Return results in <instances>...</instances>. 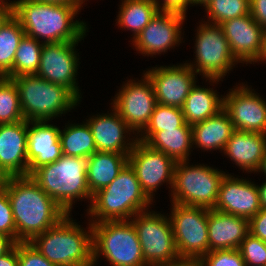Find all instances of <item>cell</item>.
<instances>
[{
  "instance_id": "cell-34",
  "label": "cell",
  "mask_w": 266,
  "mask_h": 266,
  "mask_svg": "<svg viewBox=\"0 0 266 266\" xmlns=\"http://www.w3.org/2000/svg\"><path fill=\"white\" fill-rule=\"evenodd\" d=\"M25 120L17 86L12 78L0 76V125Z\"/></svg>"
},
{
  "instance_id": "cell-44",
  "label": "cell",
  "mask_w": 266,
  "mask_h": 266,
  "mask_svg": "<svg viewBox=\"0 0 266 266\" xmlns=\"http://www.w3.org/2000/svg\"><path fill=\"white\" fill-rule=\"evenodd\" d=\"M13 15L12 1L10 3L5 0H0V28Z\"/></svg>"
},
{
  "instance_id": "cell-27",
  "label": "cell",
  "mask_w": 266,
  "mask_h": 266,
  "mask_svg": "<svg viewBox=\"0 0 266 266\" xmlns=\"http://www.w3.org/2000/svg\"><path fill=\"white\" fill-rule=\"evenodd\" d=\"M145 143L170 156L175 162L188 161L192 148V125L154 132Z\"/></svg>"
},
{
  "instance_id": "cell-46",
  "label": "cell",
  "mask_w": 266,
  "mask_h": 266,
  "mask_svg": "<svg viewBox=\"0 0 266 266\" xmlns=\"http://www.w3.org/2000/svg\"><path fill=\"white\" fill-rule=\"evenodd\" d=\"M158 266H202V261L199 258H179L167 264Z\"/></svg>"
},
{
  "instance_id": "cell-10",
  "label": "cell",
  "mask_w": 266,
  "mask_h": 266,
  "mask_svg": "<svg viewBox=\"0 0 266 266\" xmlns=\"http://www.w3.org/2000/svg\"><path fill=\"white\" fill-rule=\"evenodd\" d=\"M149 210L130 219L141 244L142 255L148 266L167 264L180 258L168 216Z\"/></svg>"
},
{
  "instance_id": "cell-19",
  "label": "cell",
  "mask_w": 266,
  "mask_h": 266,
  "mask_svg": "<svg viewBox=\"0 0 266 266\" xmlns=\"http://www.w3.org/2000/svg\"><path fill=\"white\" fill-rule=\"evenodd\" d=\"M213 209L250 220L261 210L258 185L226 174Z\"/></svg>"
},
{
  "instance_id": "cell-20",
  "label": "cell",
  "mask_w": 266,
  "mask_h": 266,
  "mask_svg": "<svg viewBox=\"0 0 266 266\" xmlns=\"http://www.w3.org/2000/svg\"><path fill=\"white\" fill-rule=\"evenodd\" d=\"M28 124L22 120L0 125V172L5 177L28 175Z\"/></svg>"
},
{
  "instance_id": "cell-18",
  "label": "cell",
  "mask_w": 266,
  "mask_h": 266,
  "mask_svg": "<svg viewBox=\"0 0 266 266\" xmlns=\"http://www.w3.org/2000/svg\"><path fill=\"white\" fill-rule=\"evenodd\" d=\"M220 26L232 55L239 63L260 61L265 29L255 22L251 14L227 20Z\"/></svg>"
},
{
  "instance_id": "cell-4",
  "label": "cell",
  "mask_w": 266,
  "mask_h": 266,
  "mask_svg": "<svg viewBox=\"0 0 266 266\" xmlns=\"http://www.w3.org/2000/svg\"><path fill=\"white\" fill-rule=\"evenodd\" d=\"M151 202L142 191L135 171L127 164L109 185L93 194L87 210L93 219L91 223L126 221L148 210Z\"/></svg>"
},
{
  "instance_id": "cell-11",
  "label": "cell",
  "mask_w": 266,
  "mask_h": 266,
  "mask_svg": "<svg viewBox=\"0 0 266 266\" xmlns=\"http://www.w3.org/2000/svg\"><path fill=\"white\" fill-rule=\"evenodd\" d=\"M170 222L181 258H199L209 253L208 209L171 203Z\"/></svg>"
},
{
  "instance_id": "cell-32",
  "label": "cell",
  "mask_w": 266,
  "mask_h": 266,
  "mask_svg": "<svg viewBox=\"0 0 266 266\" xmlns=\"http://www.w3.org/2000/svg\"><path fill=\"white\" fill-rule=\"evenodd\" d=\"M25 32L20 22L12 15L0 28V76H5L13 67V60Z\"/></svg>"
},
{
  "instance_id": "cell-41",
  "label": "cell",
  "mask_w": 266,
  "mask_h": 266,
  "mask_svg": "<svg viewBox=\"0 0 266 266\" xmlns=\"http://www.w3.org/2000/svg\"><path fill=\"white\" fill-rule=\"evenodd\" d=\"M250 14L255 22L266 28V0H249Z\"/></svg>"
},
{
  "instance_id": "cell-8",
  "label": "cell",
  "mask_w": 266,
  "mask_h": 266,
  "mask_svg": "<svg viewBox=\"0 0 266 266\" xmlns=\"http://www.w3.org/2000/svg\"><path fill=\"white\" fill-rule=\"evenodd\" d=\"M188 163L175 164L171 202L213 209L226 173L201 164L189 166Z\"/></svg>"
},
{
  "instance_id": "cell-6",
  "label": "cell",
  "mask_w": 266,
  "mask_h": 266,
  "mask_svg": "<svg viewBox=\"0 0 266 266\" xmlns=\"http://www.w3.org/2000/svg\"><path fill=\"white\" fill-rule=\"evenodd\" d=\"M12 79L17 86L21 111L27 121H51L79 104L80 100L68 88L53 84L36 74Z\"/></svg>"
},
{
  "instance_id": "cell-36",
  "label": "cell",
  "mask_w": 266,
  "mask_h": 266,
  "mask_svg": "<svg viewBox=\"0 0 266 266\" xmlns=\"http://www.w3.org/2000/svg\"><path fill=\"white\" fill-rule=\"evenodd\" d=\"M239 252L245 266H266V242L248 233L241 242Z\"/></svg>"
},
{
  "instance_id": "cell-43",
  "label": "cell",
  "mask_w": 266,
  "mask_h": 266,
  "mask_svg": "<svg viewBox=\"0 0 266 266\" xmlns=\"http://www.w3.org/2000/svg\"><path fill=\"white\" fill-rule=\"evenodd\" d=\"M0 266H18V242L9 253L0 257Z\"/></svg>"
},
{
  "instance_id": "cell-48",
  "label": "cell",
  "mask_w": 266,
  "mask_h": 266,
  "mask_svg": "<svg viewBox=\"0 0 266 266\" xmlns=\"http://www.w3.org/2000/svg\"><path fill=\"white\" fill-rule=\"evenodd\" d=\"M259 200L261 208H266V181L258 186Z\"/></svg>"
},
{
  "instance_id": "cell-16",
  "label": "cell",
  "mask_w": 266,
  "mask_h": 266,
  "mask_svg": "<svg viewBox=\"0 0 266 266\" xmlns=\"http://www.w3.org/2000/svg\"><path fill=\"white\" fill-rule=\"evenodd\" d=\"M153 85L157 103L182 108L196 84V72L186 63L152 67L144 73Z\"/></svg>"
},
{
  "instance_id": "cell-22",
  "label": "cell",
  "mask_w": 266,
  "mask_h": 266,
  "mask_svg": "<svg viewBox=\"0 0 266 266\" xmlns=\"http://www.w3.org/2000/svg\"><path fill=\"white\" fill-rule=\"evenodd\" d=\"M49 121H29L27 159L28 175L40 166L57 161L63 156L60 142V128Z\"/></svg>"
},
{
  "instance_id": "cell-45",
  "label": "cell",
  "mask_w": 266,
  "mask_h": 266,
  "mask_svg": "<svg viewBox=\"0 0 266 266\" xmlns=\"http://www.w3.org/2000/svg\"><path fill=\"white\" fill-rule=\"evenodd\" d=\"M16 244L17 242L13 238L0 233V257L9 253Z\"/></svg>"
},
{
  "instance_id": "cell-2",
  "label": "cell",
  "mask_w": 266,
  "mask_h": 266,
  "mask_svg": "<svg viewBox=\"0 0 266 266\" xmlns=\"http://www.w3.org/2000/svg\"><path fill=\"white\" fill-rule=\"evenodd\" d=\"M13 16L20 22L25 35L43 43L81 41L88 29L83 21L73 19L81 5L17 0L12 2ZM46 39V40H45Z\"/></svg>"
},
{
  "instance_id": "cell-15",
  "label": "cell",
  "mask_w": 266,
  "mask_h": 266,
  "mask_svg": "<svg viewBox=\"0 0 266 266\" xmlns=\"http://www.w3.org/2000/svg\"><path fill=\"white\" fill-rule=\"evenodd\" d=\"M186 15L172 11H158L149 24L133 39L135 49L147 56L167 52L182 41V24ZM180 42V43H179Z\"/></svg>"
},
{
  "instance_id": "cell-29",
  "label": "cell",
  "mask_w": 266,
  "mask_h": 266,
  "mask_svg": "<svg viewBox=\"0 0 266 266\" xmlns=\"http://www.w3.org/2000/svg\"><path fill=\"white\" fill-rule=\"evenodd\" d=\"M117 16L118 27L133 32V39L159 11L153 0H122Z\"/></svg>"
},
{
  "instance_id": "cell-52",
  "label": "cell",
  "mask_w": 266,
  "mask_h": 266,
  "mask_svg": "<svg viewBox=\"0 0 266 266\" xmlns=\"http://www.w3.org/2000/svg\"><path fill=\"white\" fill-rule=\"evenodd\" d=\"M6 177L0 172V188L3 187Z\"/></svg>"
},
{
  "instance_id": "cell-40",
  "label": "cell",
  "mask_w": 266,
  "mask_h": 266,
  "mask_svg": "<svg viewBox=\"0 0 266 266\" xmlns=\"http://www.w3.org/2000/svg\"><path fill=\"white\" fill-rule=\"evenodd\" d=\"M249 233L266 242V208H261V210L249 220Z\"/></svg>"
},
{
  "instance_id": "cell-24",
  "label": "cell",
  "mask_w": 266,
  "mask_h": 266,
  "mask_svg": "<svg viewBox=\"0 0 266 266\" xmlns=\"http://www.w3.org/2000/svg\"><path fill=\"white\" fill-rule=\"evenodd\" d=\"M223 152L243 172H256L266 152V134L235 130Z\"/></svg>"
},
{
  "instance_id": "cell-17",
  "label": "cell",
  "mask_w": 266,
  "mask_h": 266,
  "mask_svg": "<svg viewBox=\"0 0 266 266\" xmlns=\"http://www.w3.org/2000/svg\"><path fill=\"white\" fill-rule=\"evenodd\" d=\"M250 89L243 83L231 88L223 97V108L236 131L266 134V101Z\"/></svg>"
},
{
  "instance_id": "cell-35",
  "label": "cell",
  "mask_w": 266,
  "mask_h": 266,
  "mask_svg": "<svg viewBox=\"0 0 266 266\" xmlns=\"http://www.w3.org/2000/svg\"><path fill=\"white\" fill-rule=\"evenodd\" d=\"M205 10L208 23L220 25L227 20L250 14V3L249 0H211Z\"/></svg>"
},
{
  "instance_id": "cell-12",
  "label": "cell",
  "mask_w": 266,
  "mask_h": 266,
  "mask_svg": "<svg viewBox=\"0 0 266 266\" xmlns=\"http://www.w3.org/2000/svg\"><path fill=\"white\" fill-rule=\"evenodd\" d=\"M128 164L135 171L142 191L152 202L159 185L166 182L172 189L176 162L162 151L137 140L128 155Z\"/></svg>"
},
{
  "instance_id": "cell-26",
  "label": "cell",
  "mask_w": 266,
  "mask_h": 266,
  "mask_svg": "<svg viewBox=\"0 0 266 266\" xmlns=\"http://www.w3.org/2000/svg\"><path fill=\"white\" fill-rule=\"evenodd\" d=\"M128 164L126 154L96 151L87 158V185L93 195L109 185Z\"/></svg>"
},
{
  "instance_id": "cell-5",
  "label": "cell",
  "mask_w": 266,
  "mask_h": 266,
  "mask_svg": "<svg viewBox=\"0 0 266 266\" xmlns=\"http://www.w3.org/2000/svg\"><path fill=\"white\" fill-rule=\"evenodd\" d=\"M30 176L67 214H71L75 200L92 201L93 195L87 185V158L63 154L57 161L40 166Z\"/></svg>"
},
{
  "instance_id": "cell-3",
  "label": "cell",
  "mask_w": 266,
  "mask_h": 266,
  "mask_svg": "<svg viewBox=\"0 0 266 266\" xmlns=\"http://www.w3.org/2000/svg\"><path fill=\"white\" fill-rule=\"evenodd\" d=\"M69 216L71 215L67 214L29 242L57 266H94L92 224L89 222V227L86 228L89 230L86 231Z\"/></svg>"
},
{
  "instance_id": "cell-28",
  "label": "cell",
  "mask_w": 266,
  "mask_h": 266,
  "mask_svg": "<svg viewBox=\"0 0 266 266\" xmlns=\"http://www.w3.org/2000/svg\"><path fill=\"white\" fill-rule=\"evenodd\" d=\"M224 107V98L212 88H203L195 84L189 92L182 112L189 125L204 121L217 114Z\"/></svg>"
},
{
  "instance_id": "cell-50",
  "label": "cell",
  "mask_w": 266,
  "mask_h": 266,
  "mask_svg": "<svg viewBox=\"0 0 266 266\" xmlns=\"http://www.w3.org/2000/svg\"><path fill=\"white\" fill-rule=\"evenodd\" d=\"M256 172H262L266 175V152H265V155L261 161L260 167Z\"/></svg>"
},
{
  "instance_id": "cell-42",
  "label": "cell",
  "mask_w": 266,
  "mask_h": 266,
  "mask_svg": "<svg viewBox=\"0 0 266 266\" xmlns=\"http://www.w3.org/2000/svg\"><path fill=\"white\" fill-rule=\"evenodd\" d=\"M159 11L179 12L186 15L190 0H163L162 4L159 0H153Z\"/></svg>"
},
{
  "instance_id": "cell-47",
  "label": "cell",
  "mask_w": 266,
  "mask_h": 266,
  "mask_svg": "<svg viewBox=\"0 0 266 266\" xmlns=\"http://www.w3.org/2000/svg\"><path fill=\"white\" fill-rule=\"evenodd\" d=\"M32 1L58 3L64 5H82L86 0H32Z\"/></svg>"
},
{
  "instance_id": "cell-38",
  "label": "cell",
  "mask_w": 266,
  "mask_h": 266,
  "mask_svg": "<svg viewBox=\"0 0 266 266\" xmlns=\"http://www.w3.org/2000/svg\"><path fill=\"white\" fill-rule=\"evenodd\" d=\"M0 233L16 241V225L5 187L0 188Z\"/></svg>"
},
{
  "instance_id": "cell-13",
  "label": "cell",
  "mask_w": 266,
  "mask_h": 266,
  "mask_svg": "<svg viewBox=\"0 0 266 266\" xmlns=\"http://www.w3.org/2000/svg\"><path fill=\"white\" fill-rule=\"evenodd\" d=\"M157 104L153 85L144 74L140 81L129 80L121 87L115 95L112 109L138 135L149 123Z\"/></svg>"
},
{
  "instance_id": "cell-21",
  "label": "cell",
  "mask_w": 266,
  "mask_h": 266,
  "mask_svg": "<svg viewBox=\"0 0 266 266\" xmlns=\"http://www.w3.org/2000/svg\"><path fill=\"white\" fill-rule=\"evenodd\" d=\"M112 111L114 112L92 116L86 120L92 130L96 150L126 154L128 156L137 141V137L132 139L126 137L128 133L129 135L131 132L134 134V131L115 109Z\"/></svg>"
},
{
  "instance_id": "cell-25",
  "label": "cell",
  "mask_w": 266,
  "mask_h": 266,
  "mask_svg": "<svg viewBox=\"0 0 266 266\" xmlns=\"http://www.w3.org/2000/svg\"><path fill=\"white\" fill-rule=\"evenodd\" d=\"M234 131L230 116L223 108L212 117L192 125V146L222 152Z\"/></svg>"
},
{
  "instance_id": "cell-7",
  "label": "cell",
  "mask_w": 266,
  "mask_h": 266,
  "mask_svg": "<svg viewBox=\"0 0 266 266\" xmlns=\"http://www.w3.org/2000/svg\"><path fill=\"white\" fill-rule=\"evenodd\" d=\"M92 224L93 265L100 255L112 266H148L133 223L104 221Z\"/></svg>"
},
{
  "instance_id": "cell-31",
  "label": "cell",
  "mask_w": 266,
  "mask_h": 266,
  "mask_svg": "<svg viewBox=\"0 0 266 266\" xmlns=\"http://www.w3.org/2000/svg\"><path fill=\"white\" fill-rule=\"evenodd\" d=\"M43 45V42L40 44L37 39L24 35L15 53L13 67L5 76L14 78L36 74L40 65Z\"/></svg>"
},
{
  "instance_id": "cell-39",
  "label": "cell",
  "mask_w": 266,
  "mask_h": 266,
  "mask_svg": "<svg viewBox=\"0 0 266 266\" xmlns=\"http://www.w3.org/2000/svg\"><path fill=\"white\" fill-rule=\"evenodd\" d=\"M18 266H57L45 258L30 242H18Z\"/></svg>"
},
{
  "instance_id": "cell-9",
  "label": "cell",
  "mask_w": 266,
  "mask_h": 266,
  "mask_svg": "<svg viewBox=\"0 0 266 266\" xmlns=\"http://www.w3.org/2000/svg\"><path fill=\"white\" fill-rule=\"evenodd\" d=\"M204 23V24H203ZM197 28L195 63H187L197 74L217 83L238 63L220 25L204 22ZM237 62V63H236Z\"/></svg>"
},
{
  "instance_id": "cell-49",
  "label": "cell",
  "mask_w": 266,
  "mask_h": 266,
  "mask_svg": "<svg viewBox=\"0 0 266 266\" xmlns=\"http://www.w3.org/2000/svg\"><path fill=\"white\" fill-rule=\"evenodd\" d=\"M265 61L266 63V28L264 30V40H263V50L260 61Z\"/></svg>"
},
{
  "instance_id": "cell-14",
  "label": "cell",
  "mask_w": 266,
  "mask_h": 266,
  "mask_svg": "<svg viewBox=\"0 0 266 266\" xmlns=\"http://www.w3.org/2000/svg\"><path fill=\"white\" fill-rule=\"evenodd\" d=\"M78 43L79 41L44 43L36 75L68 88L81 100V93L76 83L79 58L75 48Z\"/></svg>"
},
{
  "instance_id": "cell-1",
  "label": "cell",
  "mask_w": 266,
  "mask_h": 266,
  "mask_svg": "<svg viewBox=\"0 0 266 266\" xmlns=\"http://www.w3.org/2000/svg\"><path fill=\"white\" fill-rule=\"evenodd\" d=\"M3 186L12 206L16 242H29L67 215L30 175L6 177Z\"/></svg>"
},
{
  "instance_id": "cell-30",
  "label": "cell",
  "mask_w": 266,
  "mask_h": 266,
  "mask_svg": "<svg viewBox=\"0 0 266 266\" xmlns=\"http://www.w3.org/2000/svg\"><path fill=\"white\" fill-rule=\"evenodd\" d=\"M60 142L64 155L88 158L94 154L96 145L88 123L68 124L60 130Z\"/></svg>"
},
{
  "instance_id": "cell-23",
  "label": "cell",
  "mask_w": 266,
  "mask_h": 266,
  "mask_svg": "<svg viewBox=\"0 0 266 266\" xmlns=\"http://www.w3.org/2000/svg\"><path fill=\"white\" fill-rule=\"evenodd\" d=\"M248 233V219L208 209L209 252L238 249Z\"/></svg>"
},
{
  "instance_id": "cell-51",
  "label": "cell",
  "mask_w": 266,
  "mask_h": 266,
  "mask_svg": "<svg viewBox=\"0 0 266 266\" xmlns=\"http://www.w3.org/2000/svg\"><path fill=\"white\" fill-rule=\"evenodd\" d=\"M211 0H190V4H192V6L193 5H203L204 7L210 2Z\"/></svg>"
},
{
  "instance_id": "cell-37",
  "label": "cell",
  "mask_w": 266,
  "mask_h": 266,
  "mask_svg": "<svg viewBox=\"0 0 266 266\" xmlns=\"http://www.w3.org/2000/svg\"><path fill=\"white\" fill-rule=\"evenodd\" d=\"M200 260L202 266H245L244 259L238 249L210 251Z\"/></svg>"
},
{
  "instance_id": "cell-33",
  "label": "cell",
  "mask_w": 266,
  "mask_h": 266,
  "mask_svg": "<svg viewBox=\"0 0 266 266\" xmlns=\"http://www.w3.org/2000/svg\"><path fill=\"white\" fill-rule=\"evenodd\" d=\"M185 123L182 108L157 104L149 123L141 131V134L138 135L140 137L138 138L137 136V140L145 142L154 132L177 129Z\"/></svg>"
}]
</instances>
